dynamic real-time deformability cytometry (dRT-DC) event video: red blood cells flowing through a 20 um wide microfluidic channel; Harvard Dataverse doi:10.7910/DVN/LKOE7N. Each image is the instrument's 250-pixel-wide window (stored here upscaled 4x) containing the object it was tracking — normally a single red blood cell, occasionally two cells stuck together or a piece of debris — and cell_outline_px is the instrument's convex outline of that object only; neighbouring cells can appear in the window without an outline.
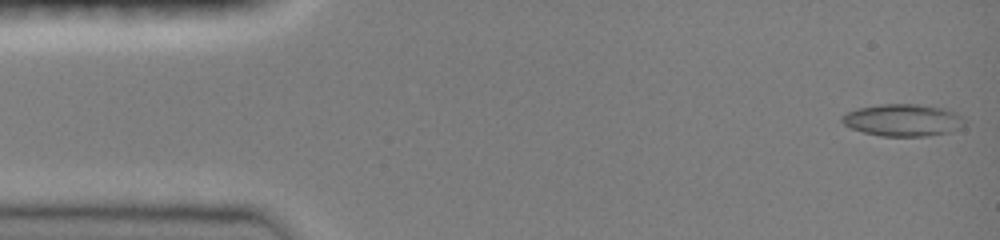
{"species": "common noctule bat (a hibernating species)", "species_latin": "Nyctalus noctula", "temperature_condition": "room temperature", "stored_images_in_passage": 46, "camera_frame_rate_fps": 3000, "um_per_image_px": 0.085, "animal": {"sex": "female", "body_mass_g": 19.0, "forearm_length_mm": 51.5}, "frame": {"image": 1, "passage_image": 1, "time_ms": 0.0, "image_size_px": [1000, 240], "cell_outline_px": [[964, 124], [952, 132], [924, 136], [880, 136], [864, 132], [852, 128], [844, 124], [840, 120], [840, 116], [856, 108], [880, 104], [916, 104], [944, 108], [956, 112], [964, 116]], "centroid_in_image_um": [76.75, 10.2], "position_along_channel_um": 8.2, "area_um2": 23.06}}
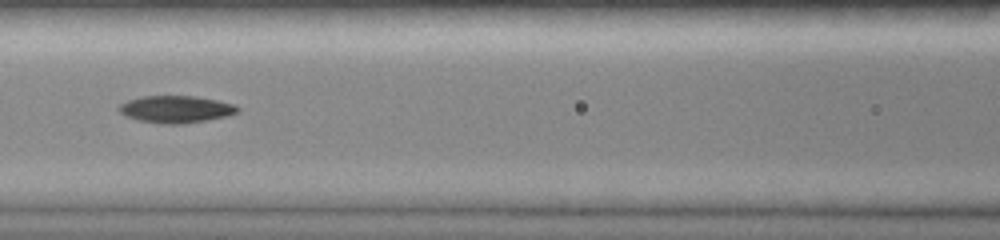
{"frame": {"image": 2, "passage_image": 20, "time_ms": 6.333, "image_size_px": [1000, 240], "cell_outline_px": [[240, 108], [236, 112], [228, 116], [184, 124], [160, 124], [140, 120], [124, 116], [116, 108], [120, 104], [128, 100], [140, 96], [196, 96], [216, 100], [232, 104]], "centroid_in_image_um": [14.91, 9.29], "position_along_channel_um": 151.7, "area_um2": 18.79}}
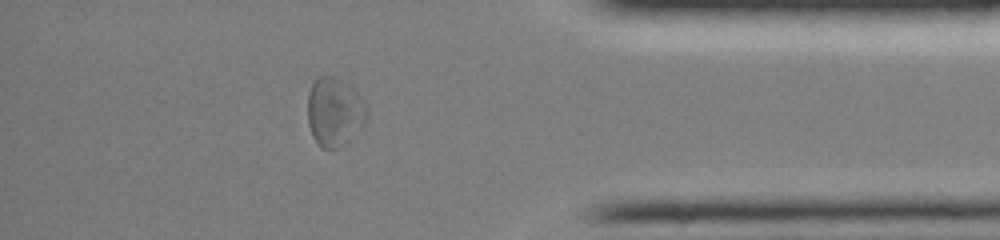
{"frame": {"image": 3, "passage_image": 40, "time_ms": 13.0, "image_size_px": [1000, 240], "cell_outline_px": [[368, 116], [364, 124], [344, 144], [336, 148], [324, 148], [312, 136], [308, 124], [308, 92], [316, 76], [328, 76], [352, 88], [364, 100], [368, 108]], "centroid_in_image_um": [28.43, 9.51], "position_along_channel_um": 406.8, "area_um2": 23.35}, "authors_computed_cell_mechanics": {"area_um2": 19.2474, "velocity_mm_per_s": 4.0634, "shape_relaxation_time_tau1_ms": 6.0192, "shape_relaxation_time_tau2_ms": null, "deformation_change_tau1": 0.1762, "deformation_change_tau2": null}}